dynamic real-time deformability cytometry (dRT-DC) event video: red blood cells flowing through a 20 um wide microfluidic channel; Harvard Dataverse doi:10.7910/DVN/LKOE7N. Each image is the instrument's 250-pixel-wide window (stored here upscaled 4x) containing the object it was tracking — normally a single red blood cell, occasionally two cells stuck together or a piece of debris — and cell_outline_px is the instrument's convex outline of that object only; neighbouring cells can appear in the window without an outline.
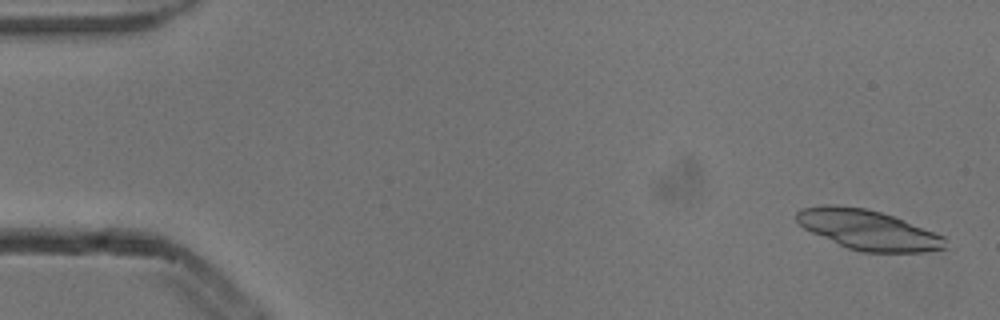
{"species": "common noctule bat (a hibernating species)", "species_latin": "Nyctalus noctula", "temperature_condition": "cold", "stored_images_in_passage": 6, "camera_frame_rate_fps": 3000, "um_per_image_px": 0.085, "animal": {"sex": "male", "body_mass_g": 13.3}, "frame": {"image": 1, "passage_image": 1, "time_ms": 0.0, "image_size_px": [1000, 320], "cell_outline_px": [[952, 248], [924, 252], [860, 252], [848, 248], [812, 232], [804, 228], [796, 220], [796, 212], [804, 208], [824, 204], [836, 204], [864, 208], [880, 212], [904, 220], [944, 236]], "centroid_in_image_um": [73.84, 19.54], "position_along_channel_um": 11.2, "area_um2": 34.56}}